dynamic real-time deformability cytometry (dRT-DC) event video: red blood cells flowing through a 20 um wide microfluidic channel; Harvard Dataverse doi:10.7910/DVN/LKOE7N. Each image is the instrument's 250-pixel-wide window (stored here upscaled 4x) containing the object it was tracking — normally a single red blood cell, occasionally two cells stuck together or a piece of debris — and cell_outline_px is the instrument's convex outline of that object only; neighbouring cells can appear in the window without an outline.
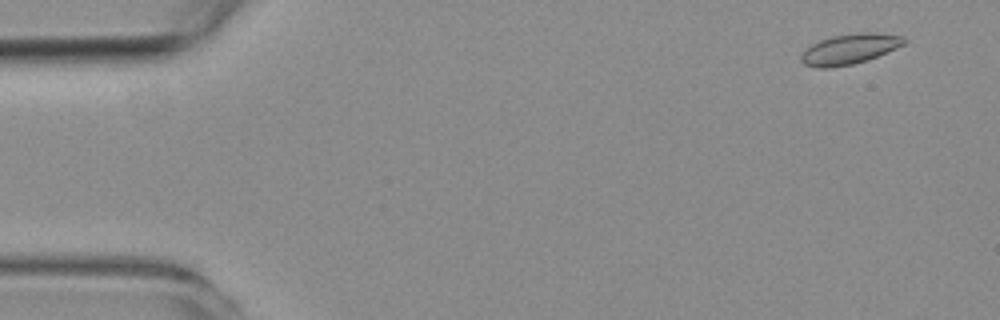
{"species": "common noctule bat (a hibernating species)", "species_latin": "Nyctalus noctula", "temperature_condition": "room temperature", "stored_images_in_passage": 9, "camera_frame_rate_fps": 3000, "um_per_image_px": 0.085, "animal": {"sex": "female", "body_mass_g": 19.3, "forearm_length_mm": 54.1}, "frame": {"image": 1, "passage_image": 4, "time_ms": 1.0, "image_size_px": [1000, 320], "cell_outline_px": [[908, 40], [904, 44], [896, 48], [868, 60], [852, 64], [832, 68], [816, 68], [804, 64], [800, 60], [800, 56], [812, 44], [820, 40], [832, 36], [860, 32], [876, 32], [904, 36]], "centroid_in_image_um": [72.24, 4.16], "position_along_channel_um": 12.8, "area_um2": 18.26}}